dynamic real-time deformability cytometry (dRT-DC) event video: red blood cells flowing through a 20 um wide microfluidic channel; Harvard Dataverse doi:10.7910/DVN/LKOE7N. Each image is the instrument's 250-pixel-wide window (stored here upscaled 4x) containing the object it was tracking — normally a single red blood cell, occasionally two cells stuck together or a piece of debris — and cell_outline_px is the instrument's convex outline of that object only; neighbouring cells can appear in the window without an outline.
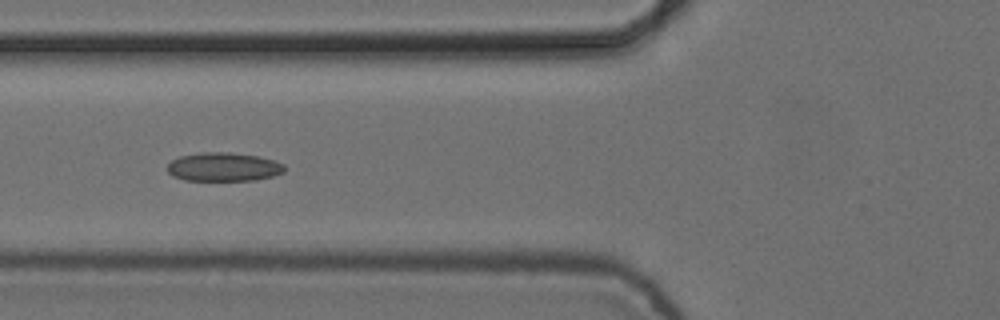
{"species": "common noctule bat (a hibernating species)", "species_latin": "Nyctalus noctula", "temperature_condition": "cold", "stored_images_in_passage": 8, "camera_frame_rate_fps": 3000, "um_per_image_px": 0.085, "animal": {"sex": "female", "body_mass_g": 24.6, "forearm_length_mm": 56.2}, "frame": {"image": 1, "passage_image": 5, "time_ms": 1.333, "image_size_px": [1000, 320], "cell_outline_px": [[284, 172], [272, 176], [256, 180], [184, 180], [172, 176], [168, 172], [168, 164], [172, 160], [180, 156], [200, 152], [228, 152], [260, 156], [284, 164]], "centroid_in_image_um": [18.99, 14.18], "position_along_channel_um": 106.8, "area_um2": 19.59}}
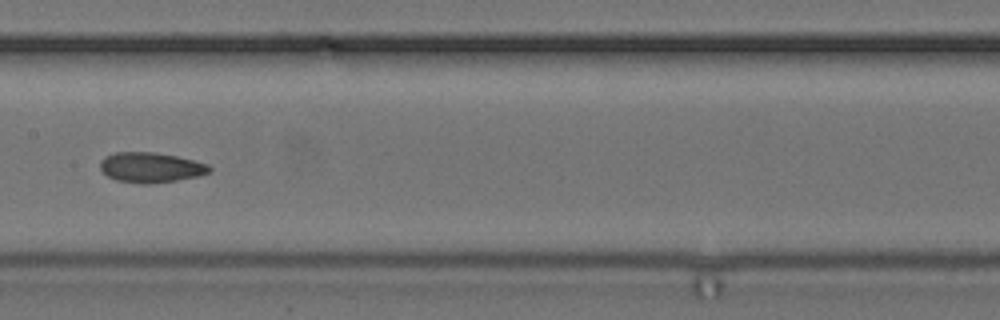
{"frame": {"image": 2, "passage_image": 7, "time_ms": 2.0, "image_size_px": [1000, 320], "cell_outline_px": [[212, 172], [200, 176], [176, 180], [148, 184], [144, 184], [116, 180], [108, 176], [100, 168], [100, 160], [104, 156], [116, 152], [152, 152], [176, 156], [208, 164], [212, 168]], "centroid_in_image_um": [12.82, 14.23], "position_along_channel_um": 194.6, "area_um2": 19.19}}
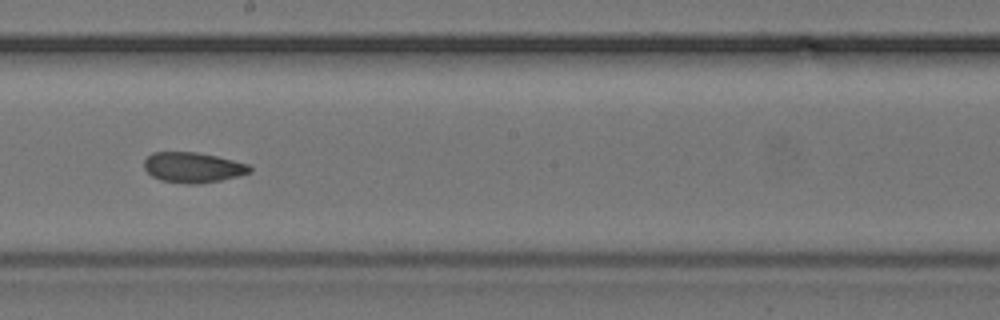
{"frame": {"image": 3, "passage_image": 8, "time_ms": 2.333, "image_size_px": [1000, 320], "cell_outline_px": [[252, 172], [220, 180], [196, 184], [188, 184], [160, 180], [152, 176], [144, 168], [144, 160], [152, 152], [196, 152], [216, 156], [248, 164], [252, 168]], "centroid_in_image_um": [16.38, 14.23], "position_along_channel_um": 231.8, "area_um2": 18.55}}